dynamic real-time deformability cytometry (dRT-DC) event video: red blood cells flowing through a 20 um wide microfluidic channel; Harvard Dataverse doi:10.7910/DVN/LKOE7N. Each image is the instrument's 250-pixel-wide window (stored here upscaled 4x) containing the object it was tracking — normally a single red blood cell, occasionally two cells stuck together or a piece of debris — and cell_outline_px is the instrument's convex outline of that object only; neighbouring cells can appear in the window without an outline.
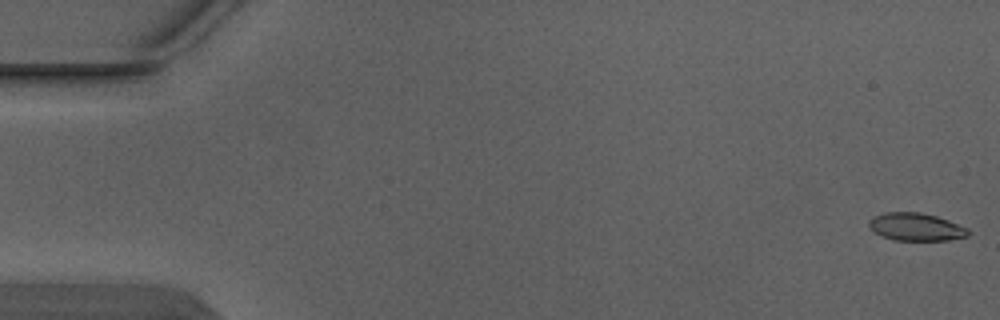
{"species": "Egyptian fruit bat (a non-hibernating species)", "species_latin": "Rousettus aegyptiacus", "temperature_condition": "warm", "stored_images_in_passage": 7, "camera_frame_rate_fps": 3000, "um_per_image_px": 0.085, "animal": {"sex": "male"}, "frame": {"image": 1, "passage_image": 1, "time_ms": 0.0, "image_size_px": [1000, 320], "cell_outline_px": [[972, 232], [968, 236], [948, 240], [892, 240], [876, 232], [868, 224], [868, 220], [872, 216], [888, 212], [920, 212], [936, 216], [948, 220], [968, 228]], "centroid_in_image_um": [77.89, 19.28], "position_along_channel_um": 7.1, "area_um2": 16.01}}
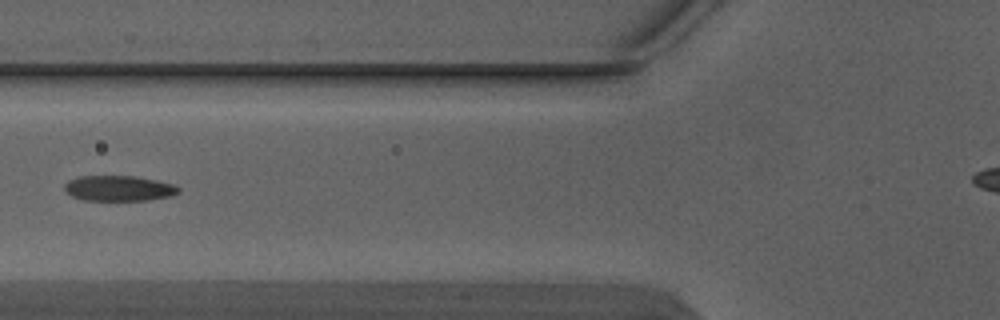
{"frame": {"image": 2, "passage_image": 6, "time_ms": 1.667, "image_size_px": [1000, 320], "cell_outline_px": [[180, 192], [172, 196], [144, 200], [84, 200], [72, 196], [64, 192], [64, 184], [68, 180], [76, 176], [136, 176], [156, 180], [172, 184], [180, 188]], "centroid_in_image_um": [10.06, 16.0], "position_along_channel_um": 115.7, "area_um2": 16.99}}